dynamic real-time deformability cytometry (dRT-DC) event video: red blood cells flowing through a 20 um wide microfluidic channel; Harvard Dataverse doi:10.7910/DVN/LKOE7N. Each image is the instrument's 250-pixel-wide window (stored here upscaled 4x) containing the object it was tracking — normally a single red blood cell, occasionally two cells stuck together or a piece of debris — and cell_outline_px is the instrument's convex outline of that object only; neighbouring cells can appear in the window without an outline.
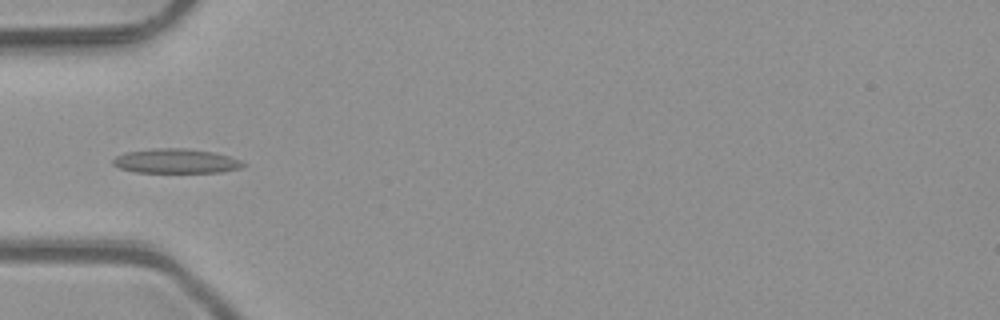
{"species": "common noctule bat (a hibernating species)", "species_latin": "Nyctalus noctula", "temperature_condition": "room temperature", "stored_images_in_passage": 35, "camera_frame_rate_fps": 3000, "um_per_image_px": 0.085, "animal": {"sex": "male", "body_mass_g": 23.1, "forearm_length_mm": 52.7}, "frame": {"image": 1, "passage_image": 1, "time_ms": 0.0, "image_size_px": [1000, 320], "cell_outline_px": [[248, 164], [240, 168], [220, 172], [136, 172], [120, 168], [112, 164], [112, 160], [116, 156], [124, 152], [156, 148], [188, 148], [216, 152], [240, 160]], "centroid_in_image_um": [14.96, 13.68], "position_along_channel_um": 70.0, "area_um2": 18.67}}
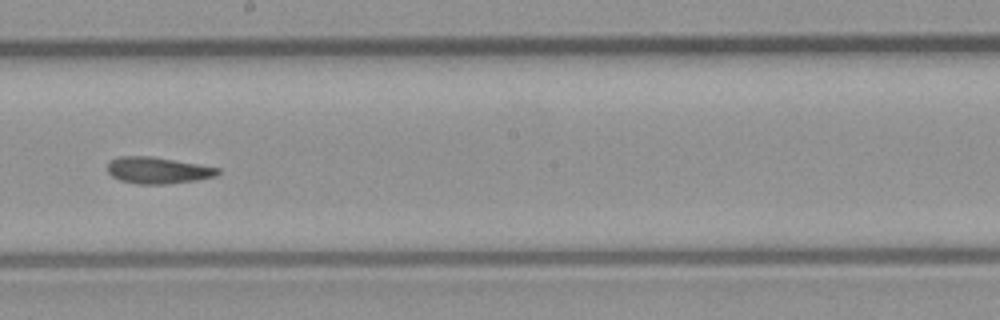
{"frame": {"image": 2, "passage_image": 13, "time_ms": 4.0, "image_size_px": [1000, 320], "cell_outline_px": [[220, 172], [216, 176], [196, 180], [168, 184], [136, 184], [120, 180], [112, 176], [108, 172], [108, 164], [112, 160], [120, 156], [152, 156], [220, 168]], "centroid_in_image_um": [13.42, 14.48], "position_along_channel_um": 234.8, "area_um2": 16.99}}
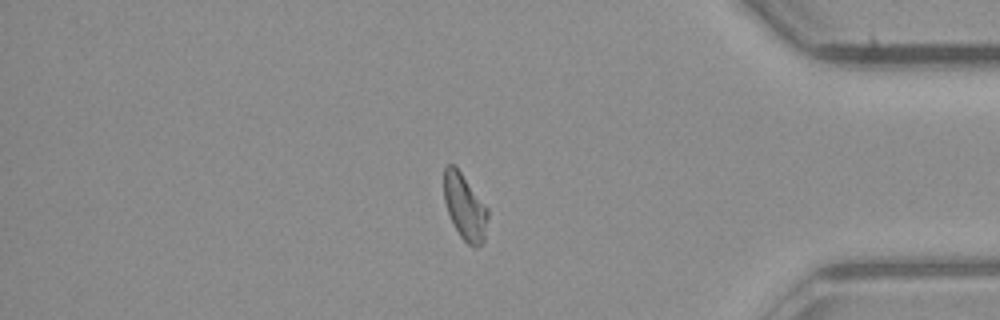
{"frame": {"image": 3, "passage_image": 27, "time_ms": 8.667, "image_size_px": [1000, 320], "cell_outline_px": [[488, 216], [484, 240], [476, 248], [468, 244], [460, 236], [448, 212], [444, 200], [444, 168], [448, 164], [452, 164], [460, 172], [488, 208]], "centroid_in_image_um": [39.51, 17.6], "position_along_channel_um": 395.7, "area_um2": 16.47}, "authors_computed_cell_mechanics": {"area_um2": 16.9932, "velocity_mm_per_s": 4.1014, "shape_relaxation_time_tau1_ms": 6.3304, "shape_relaxation_time_tau2_ms": 4.7729, "deformation_change_tau1": 0.1791, "deformation_change_tau2": 0.1028}}